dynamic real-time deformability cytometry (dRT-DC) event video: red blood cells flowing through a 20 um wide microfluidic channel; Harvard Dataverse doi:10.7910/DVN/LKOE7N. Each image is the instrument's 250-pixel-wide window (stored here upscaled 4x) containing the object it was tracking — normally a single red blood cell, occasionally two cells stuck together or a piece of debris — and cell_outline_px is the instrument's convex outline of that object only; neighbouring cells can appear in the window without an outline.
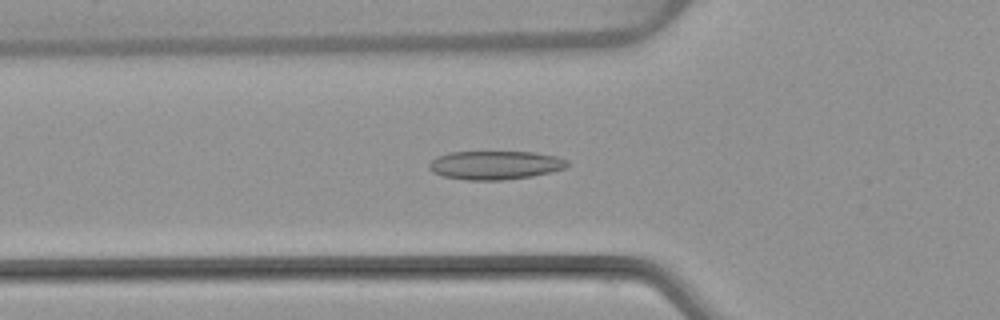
{"species": "common noctule bat (a hibernating species)", "species_latin": "Nyctalus noctula", "temperature_condition": "warm", "stored_images_in_passage": 52, "camera_frame_rate_fps": 3000, "um_per_image_px": 0.085, "animal": {"sex": "female", "body_mass_g": 22.7, "forearm_length_mm": 54.2}, "frame": {"image": 1, "passage_image": 18, "time_ms": 5.667, "image_size_px": [1000, 320], "cell_outline_px": [[568, 168], [552, 172], [532, 176], [504, 180], [468, 180], [444, 176], [432, 172], [428, 168], [428, 164], [436, 156], [448, 152], [532, 152], [556, 156], [568, 160]], "centroid_in_image_um": [42.09, 14.03], "position_along_channel_um": 83.7, "area_um2": 23.24}}
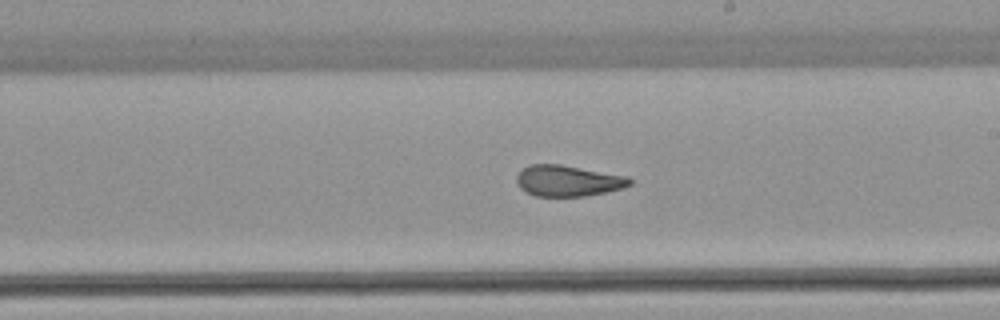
{"frame": {"image": 2, "passage_image": 30, "time_ms": 9.667, "image_size_px": [1000, 320], "cell_outline_px": [[632, 184], [624, 188], [584, 196], [536, 196], [520, 188], [516, 184], [516, 176], [528, 164], [560, 164], [628, 176], [632, 180]], "centroid_in_image_um": [48.28, 15.36], "position_along_channel_um": 240.7, "area_um2": 20.46}}
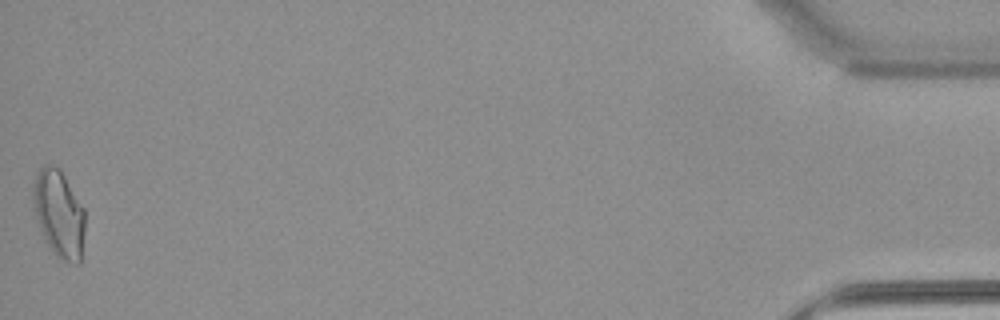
{"frame": {"image": 3, "passage_image": 52, "time_ms": 17.0, "image_size_px": [1000, 320], "cell_outline_px": [[84, 232], [80, 264], [76, 264], [60, 260], [56, 256], [44, 240], [36, 216], [32, 200], [32, 184], [36, 172], [44, 164], [52, 164], [60, 168], [84, 208]], "centroid_in_image_um": [4.99, 18.14], "position_along_channel_um": 430.2, "area_um2": 26.7}, "authors_computed_cell_mechanics": {"area_um2": 21.9351, "velocity_mm_per_s": 3.9106, "shape_relaxation_time_tau1_ms": 10.2104, "shape_relaxation_time_tau2_ms": 1.2046, "deformation_change_tau1": 0.2413, "deformation_change_tau2": 0.0685}}